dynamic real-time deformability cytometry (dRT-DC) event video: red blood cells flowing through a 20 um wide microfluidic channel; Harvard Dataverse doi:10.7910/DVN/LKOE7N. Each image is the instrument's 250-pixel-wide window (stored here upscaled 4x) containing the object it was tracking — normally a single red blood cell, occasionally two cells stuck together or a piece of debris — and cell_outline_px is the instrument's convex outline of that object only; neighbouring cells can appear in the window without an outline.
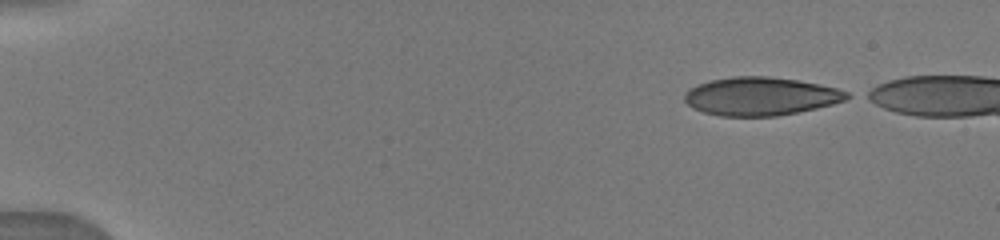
{"species": "human", "species_latin": "Homo sapiens", "temperature_condition": "warm", "stored_images_in_passage": 7, "camera_frame_rate_fps": 3000, "um_per_image_px": 0.085, "donor": {"sex": "male"}, "frame": {"image": 1, "passage_image": 1, "time_ms": 0.0, "image_size_px": [1000, 240], "cell_outline_px": [[852, 96], [844, 100], [832, 104], [816, 108], [776, 116], [720, 116], [704, 112], [692, 108], [684, 100], [684, 92], [688, 88], [696, 84], [708, 80], [732, 76], [768, 76], [796, 80], [836, 88], [848, 92]], "centroid_in_image_um": [64.58, 8.18], "position_along_channel_um": 20.4, "area_um2": 36.24}}
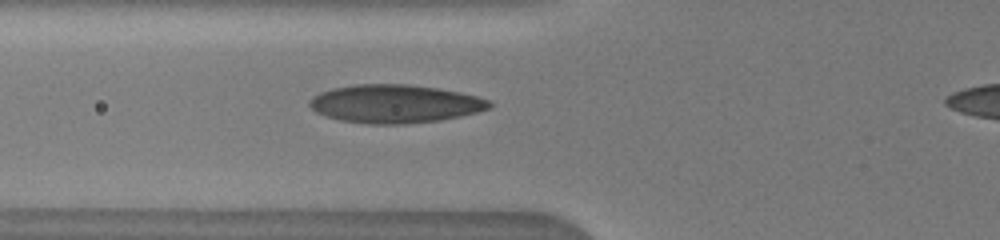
{"frame": {"image": 2, "passage_image": 7, "time_ms": 4.667, "image_size_px": [1000, 240], "cell_outline_px": [[492, 108], [460, 116], [440, 120], [400, 124], [368, 124], [340, 120], [316, 112], [308, 104], [308, 100], [312, 96], [320, 92], [332, 88], [356, 84], [408, 84], [436, 88], [460, 92], [476, 96], [488, 100], [492, 104]], "centroid_in_image_um": [33.55, 8.82], "position_along_channel_um": 92.3, "area_um2": 40.06}}